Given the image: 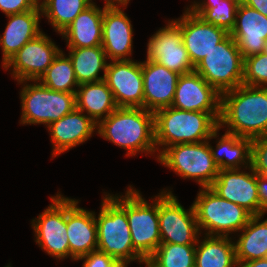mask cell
I'll list each match as a JSON object with an SVG mask.
<instances>
[{
	"instance_id": "cell-1",
	"label": "cell",
	"mask_w": 267,
	"mask_h": 267,
	"mask_svg": "<svg viewBox=\"0 0 267 267\" xmlns=\"http://www.w3.org/2000/svg\"><path fill=\"white\" fill-rule=\"evenodd\" d=\"M222 127L240 137L267 136V87L241 84L223 92L219 118Z\"/></svg>"
},
{
	"instance_id": "cell-2",
	"label": "cell",
	"mask_w": 267,
	"mask_h": 267,
	"mask_svg": "<svg viewBox=\"0 0 267 267\" xmlns=\"http://www.w3.org/2000/svg\"><path fill=\"white\" fill-rule=\"evenodd\" d=\"M100 137L126 150V156L155 155L154 113L140 107H118L97 124Z\"/></svg>"
},
{
	"instance_id": "cell-3",
	"label": "cell",
	"mask_w": 267,
	"mask_h": 267,
	"mask_svg": "<svg viewBox=\"0 0 267 267\" xmlns=\"http://www.w3.org/2000/svg\"><path fill=\"white\" fill-rule=\"evenodd\" d=\"M220 113L186 111L172 106L154 113L155 145L158 156L175 144L208 141L219 127ZM162 147V148H160Z\"/></svg>"
},
{
	"instance_id": "cell-4",
	"label": "cell",
	"mask_w": 267,
	"mask_h": 267,
	"mask_svg": "<svg viewBox=\"0 0 267 267\" xmlns=\"http://www.w3.org/2000/svg\"><path fill=\"white\" fill-rule=\"evenodd\" d=\"M105 196V197H104ZM95 220L97 224V250L120 261L125 267L137 261H146L134 250L126 211L110 196L103 195L101 208Z\"/></svg>"
},
{
	"instance_id": "cell-5",
	"label": "cell",
	"mask_w": 267,
	"mask_h": 267,
	"mask_svg": "<svg viewBox=\"0 0 267 267\" xmlns=\"http://www.w3.org/2000/svg\"><path fill=\"white\" fill-rule=\"evenodd\" d=\"M125 211L134 250L147 261L161 243L158 219V195L152 203L132 187L125 195H110Z\"/></svg>"
},
{
	"instance_id": "cell-6",
	"label": "cell",
	"mask_w": 267,
	"mask_h": 267,
	"mask_svg": "<svg viewBox=\"0 0 267 267\" xmlns=\"http://www.w3.org/2000/svg\"><path fill=\"white\" fill-rule=\"evenodd\" d=\"M192 205L200 234L206 231L203 235L229 237L240 232L252 216L243 207L220 197L210 187H201Z\"/></svg>"
},
{
	"instance_id": "cell-7",
	"label": "cell",
	"mask_w": 267,
	"mask_h": 267,
	"mask_svg": "<svg viewBox=\"0 0 267 267\" xmlns=\"http://www.w3.org/2000/svg\"><path fill=\"white\" fill-rule=\"evenodd\" d=\"M29 82H18L23 85L20 91V124H43L47 127L76 108L75 93L54 91L38 80Z\"/></svg>"
},
{
	"instance_id": "cell-8",
	"label": "cell",
	"mask_w": 267,
	"mask_h": 267,
	"mask_svg": "<svg viewBox=\"0 0 267 267\" xmlns=\"http://www.w3.org/2000/svg\"><path fill=\"white\" fill-rule=\"evenodd\" d=\"M183 179H193L201 187H210L218 176L208 141L175 144L167 147L156 159Z\"/></svg>"
},
{
	"instance_id": "cell-9",
	"label": "cell",
	"mask_w": 267,
	"mask_h": 267,
	"mask_svg": "<svg viewBox=\"0 0 267 267\" xmlns=\"http://www.w3.org/2000/svg\"><path fill=\"white\" fill-rule=\"evenodd\" d=\"M244 59L236 41L229 34L194 67L220 94L240 86Z\"/></svg>"
},
{
	"instance_id": "cell-10",
	"label": "cell",
	"mask_w": 267,
	"mask_h": 267,
	"mask_svg": "<svg viewBox=\"0 0 267 267\" xmlns=\"http://www.w3.org/2000/svg\"><path fill=\"white\" fill-rule=\"evenodd\" d=\"M158 219L161 243L196 245L201 236L193 205L186 210L171 190L158 193Z\"/></svg>"
},
{
	"instance_id": "cell-11",
	"label": "cell",
	"mask_w": 267,
	"mask_h": 267,
	"mask_svg": "<svg viewBox=\"0 0 267 267\" xmlns=\"http://www.w3.org/2000/svg\"><path fill=\"white\" fill-rule=\"evenodd\" d=\"M51 204L32 220L35 242L48 255L63 260L70 258L66 227V197L60 192L51 196Z\"/></svg>"
},
{
	"instance_id": "cell-12",
	"label": "cell",
	"mask_w": 267,
	"mask_h": 267,
	"mask_svg": "<svg viewBox=\"0 0 267 267\" xmlns=\"http://www.w3.org/2000/svg\"><path fill=\"white\" fill-rule=\"evenodd\" d=\"M60 51L58 45L42 32L23 45L5 64L4 69H11V75L17 82L36 81L46 72Z\"/></svg>"
},
{
	"instance_id": "cell-13",
	"label": "cell",
	"mask_w": 267,
	"mask_h": 267,
	"mask_svg": "<svg viewBox=\"0 0 267 267\" xmlns=\"http://www.w3.org/2000/svg\"><path fill=\"white\" fill-rule=\"evenodd\" d=\"M104 81L118 107L144 108L142 62L113 60L107 65Z\"/></svg>"
},
{
	"instance_id": "cell-14",
	"label": "cell",
	"mask_w": 267,
	"mask_h": 267,
	"mask_svg": "<svg viewBox=\"0 0 267 267\" xmlns=\"http://www.w3.org/2000/svg\"><path fill=\"white\" fill-rule=\"evenodd\" d=\"M156 31L147 43L146 60L154 61L178 74L194 71L188 52L182 42L181 29L171 20Z\"/></svg>"
},
{
	"instance_id": "cell-15",
	"label": "cell",
	"mask_w": 267,
	"mask_h": 267,
	"mask_svg": "<svg viewBox=\"0 0 267 267\" xmlns=\"http://www.w3.org/2000/svg\"><path fill=\"white\" fill-rule=\"evenodd\" d=\"M241 169L219 170L210 188L220 197L243 207L252 216L266 214L260 206L257 174L249 166Z\"/></svg>"
},
{
	"instance_id": "cell-16",
	"label": "cell",
	"mask_w": 267,
	"mask_h": 267,
	"mask_svg": "<svg viewBox=\"0 0 267 267\" xmlns=\"http://www.w3.org/2000/svg\"><path fill=\"white\" fill-rule=\"evenodd\" d=\"M172 21L181 29L182 42L194 67L229 35L225 29L205 22L188 8Z\"/></svg>"
},
{
	"instance_id": "cell-17",
	"label": "cell",
	"mask_w": 267,
	"mask_h": 267,
	"mask_svg": "<svg viewBox=\"0 0 267 267\" xmlns=\"http://www.w3.org/2000/svg\"><path fill=\"white\" fill-rule=\"evenodd\" d=\"M221 94L196 71L182 74L176 84L172 107L186 111L220 113Z\"/></svg>"
},
{
	"instance_id": "cell-18",
	"label": "cell",
	"mask_w": 267,
	"mask_h": 267,
	"mask_svg": "<svg viewBox=\"0 0 267 267\" xmlns=\"http://www.w3.org/2000/svg\"><path fill=\"white\" fill-rule=\"evenodd\" d=\"M79 201L66 197V227L70 258L77 261L97 250L95 212L78 206Z\"/></svg>"
},
{
	"instance_id": "cell-19",
	"label": "cell",
	"mask_w": 267,
	"mask_h": 267,
	"mask_svg": "<svg viewBox=\"0 0 267 267\" xmlns=\"http://www.w3.org/2000/svg\"><path fill=\"white\" fill-rule=\"evenodd\" d=\"M123 9L104 7L101 46L110 61L130 60L132 56L133 26Z\"/></svg>"
},
{
	"instance_id": "cell-20",
	"label": "cell",
	"mask_w": 267,
	"mask_h": 267,
	"mask_svg": "<svg viewBox=\"0 0 267 267\" xmlns=\"http://www.w3.org/2000/svg\"><path fill=\"white\" fill-rule=\"evenodd\" d=\"M144 109L155 113L173 103L177 80L175 71L150 60L142 61Z\"/></svg>"
},
{
	"instance_id": "cell-21",
	"label": "cell",
	"mask_w": 267,
	"mask_h": 267,
	"mask_svg": "<svg viewBox=\"0 0 267 267\" xmlns=\"http://www.w3.org/2000/svg\"><path fill=\"white\" fill-rule=\"evenodd\" d=\"M95 128H97V124L77 108L49 124L47 130L50 133L53 147L52 156L56 157L85 143L96 132Z\"/></svg>"
},
{
	"instance_id": "cell-22",
	"label": "cell",
	"mask_w": 267,
	"mask_h": 267,
	"mask_svg": "<svg viewBox=\"0 0 267 267\" xmlns=\"http://www.w3.org/2000/svg\"><path fill=\"white\" fill-rule=\"evenodd\" d=\"M229 34L236 41L243 59L259 54L264 51L267 40V17L240 2Z\"/></svg>"
},
{
	"instance_id": "cell-23",
	"label": "cell",
	"mask_w": 267,
	"mask_h": 267,
	"mask_svg": "<svg viewBox=\"0 0 267 267\" xmlns=\"http://www.w3.org/2000/svg\"><path fill=\"white\" fill-rule=\"evenodd\" d=\"M9 21L3 35H0L2 50V67L20 50L27 42L35 39L42 33L39 22L42 17L41 8L6 16Z\"/></svg>"
},
{
	"instance_id": "cell-24",
	"label": "cell",
	"mask_w": 267,
	"mask_h": 267,
	"mask_svg": "<svg viewBox=\"0 0 267 267\" xmlns=\"http://www.w3.org/2000/svg\"><path fill=\"white\" fill-rule=\"evenodd\" d=\"M218 127L208 139L209 147L214 162L219 170H232L244 168L247 170L251 166V144L252 139L240 137L232 133H225L219 138ZM216 140V148L211 146L210 140Z\"/></svg>"
},
{
	"instance_id": "cell-25",
	"label": "cell",
	"mask_w": 267,
	"mask_h": 267,
	"mask_svg": "<svg viewBox=\"0 0 267 267\" xmlns=\"http://www.w3.org/2000/svg\"><path fill=\"white\" fill-rule=\"evenodd\" d=\"M103 8L95 2L83 10L74 21L60 34L65 38L68 48L101 46Z\"/></svg>"
},
{
	"instance_id": "cell-26",
	"label": "cell",
	"mask_w": 267,
	"mask_h": 267,
	"mask_svg": "<svg viewBox=\"0 0 267 267\" xmlns=\"http://www.w3.org/2000/svg\"><path fill=\"white\" fill-rule=\"evenodd\" d=\"M76 108L96 124L118 108L112 91L104 80L79 84L75 93Z\"/></svg>"
},
{
	"instance_id": "cell-27",
	"label": "cell",
	"mask_w": 267,
	"mask_h": 267,
	"mask_svg": "<svg viewBox=\"0 0 267 267\" xmlns=\"http://www.w3.org/2000/svg\"><path fill=\"white\" fill-rule=\"evenodd\" d=\"M264 215L251 216L234 241L237 264L267 258V218L261 220Z\"/></svg>"
},
{
	"instance_id": "cell-28",
	"label": "cell",
	"mask_w": 267,
	"mask_h": 267,
	"mask_svg": "<svg viewBox=\"0 0 267 267\" xmlns=\"http://www.w3.org/2000/svg\"><path fill=\"white\" fill-rule=\"evenodd\" d=\"M196 242L195 267H237L233 239L205 235Z\"/></svg>"
},
{
	"instance_id": "cell-29",
	"label": "cell",
	"mask_w": 267,
	"mask_h": 267,
	"mask_svg": "<svg viewBox=\"0 0 267 267\" xmlns=\"http://www.w3.org/2000/svg\"><path fill=\"white\" fill-rule=\"evenodd\" d=\"M68 50L78 84L104 80L108 58L102 46L68 48ZM101 70L104 74L98 76Z\"/></svg>"
},
{
	"instance_id": "cell-30",
	"label": "cell",
	"mask_w": 267,
	"mask_h": 267,
	"mask_svg": "<svg viewBox=\"0 0 267 267\" xmlns=\"http://www.w3.org/2000/svg\"><path fill=\"white\" fill-rule=\"evenodd\" d=\"M93 3L92 0H40L41 15L45 16L60 35L74 19Z\"/></svg>"
},
{
	"instance_id": "cell-31",
	"label": "cell",
	"mask_w": 267,
	"mask_h": 267,
	"mask_svg": "<svg viewBox=\"0 0 267 267\" xmlns=\"http://www.w3.org/2000/svg\"><path fill=\"white\" fill-rule=\"evenodd\" d=\"M38 81L49 89L67 93H76L79 86L72 62L62 50Z\"/></svg>"
},
{
	"instance_id": "cell-32",
	"label": "cell",
	"mask_w": 267,
	"mask_h": 267,
	"mask_svg": "<svg viewBox=\"0 0 267 267\" xmlns=\"http://www.w3.org/2000/svg\"><path fill=\"white\" fill-rule=\"evenodd\" d=\"M239 3L240 0H220L218 3H193L187 8L205 22L230 33L235 24Z\"/></svg>"
},
{
	"instance_id": "cell-33",
	"label": "cell",
	"mask_w": 267,
	"mask_h": 267,
	"mask_svg": "<svg viewBox=\"0 0 267 267\" xmlns=\"http://www.w3.org/2000/svg\"><path fill=\"white\" fill-rule=\"evenodd\" d=\"M196 245L160 243L145 267H195Z\"/></svg>"
},
{
	"instance_id": "cell-34",
	"label": "cell",
	"mask_w": 267,
	"mask_h": 267,
	"mask_svg": "<svg viewBox=\"0 0 267 267\" xmlns=\"http://www.w3.org/2000/svg\"><path fill=\"white\" fill-rule=\"evenodd\" d=\"M242 84L267 87V53L261 52L244 58Z\"/></svg>"
},
{
	"instance_id": "cell-35",
	"label": "cell",
	"mask_w": 267,
	"mask_h": 267,
	"mask_svg": "<svg viewBox=\"0 0 267 267\" xmlns=\"http://www.w3.org/2000/svg\"><path fill=\"white\" fill-rule=\"evenodd\" d=\"M251 168L256 174L267 177V136L252 139Z\"/></svg>"
},
{
	"instance_id": "cell-36",
	"label": "cell",
	"mask_w": 267,
	"mask_h": 267,
	"mask_svg": "<svg viewBox=\"0 0 267 267\" xmlns=\"http://www.w3.org/2000/svg\"><path fill=\"white\" fill-rule=\"evenodd\" d=\"M79 260H84L82 267H125L120 261L98 250L82 256Z\"/></svg>"
},
{
	"instance_id": "cell-37",
	"label": "cell",
	"mask_w": 267,
	"mask_h": 267,
	"mask_svg": "<svg viewBox=\"0 0 267 267\" xmlns=\"http://www.w3.org/2000/svg\"><path fill=\"white\" fill-rule=\"evenodd\" d=\"M39 5V0H0V10L7 15L19 14Z\"/></svg>"
},
{
	"instance_id": "cell-38",
	"label": "cell",
	"mask_w": 267,
	"mask_h": 267,
	"mask_svg": "<svg viewBox=\"0 0 267 267\" xmlns=\"http://www.w3.org/2000/svg\"><path fill=\"white\" fill-rule=\"evenodd\" d=\"M257 186L260 206L267 212V177L257 174Z\"/></svg>"
},
{
	"instance_id": "cell-39",
	"label": "cell",
	"mask_w": 267,
	"mask_h": 267,
	"mask_svg": "<svg viewBox=\"0 0 267 267\" xmlns=\"http://www.w3.org/2000/svg\"><path fill=\"white\" fill-rule=\"evenodd\" d=\"M240 2L267 17V0H240Z\"/></svg>"
},
{
	"instance_id": "cell-40",
	"label": "cell",
	"mask_w": 267,
	"mask_h": 267,
	"mask_svg": "<svg viewBox=\"0 0 267 267\" xmlns=\"http://www.w3.org/2000/svg\"><path fill=\"white\" fill-rule=\"evenodd\" d=\"M237 267H267V258L237 264Z\"/></svg>"
},
{
	"instance_id": "cell-41",
	"label": "cell",
	"mask_w": 267,
	"mask_h": 267,
	"mask_svg": "<svg viewBox=\"0 0 267 267\" xmlns=\"http://www.w3.org/2000/svg\"><path fill=\"white\" fill-rule=\"evenodd\" d=\"M104 7H126L130 0H104Z\"/></svg>"
},
{
	"instance_id": "cell-42",
	"label": "cell",
	"mask_w": 267,
	"mask_h": 267,
	"mask_svg": "<svg viewBox=\"0 0 267 267\" xmlns=\"http://www.w3.org/2000/svg\"><path fill=\"white\" fill-rule=\"evenodd\" d=\"M220 0H203L201 2L194 1L192 3H218Z\"/></svg>"
},
{
	"instance_id": "cell-43",
	"label": "cell",
	"mask_w": 267,
	"mask_h": 267,
	"mask_svg": "<svg viewBox=\"0 0 267 267\" xmlns=\"http://www.w3.org/2000/svg\"><path fill=\"white\" fill-rule=\"evenodd\" d=\"M263 52L267 53V40L265 42V46H264V51Z\"/></svg>"
}]
</instances>
